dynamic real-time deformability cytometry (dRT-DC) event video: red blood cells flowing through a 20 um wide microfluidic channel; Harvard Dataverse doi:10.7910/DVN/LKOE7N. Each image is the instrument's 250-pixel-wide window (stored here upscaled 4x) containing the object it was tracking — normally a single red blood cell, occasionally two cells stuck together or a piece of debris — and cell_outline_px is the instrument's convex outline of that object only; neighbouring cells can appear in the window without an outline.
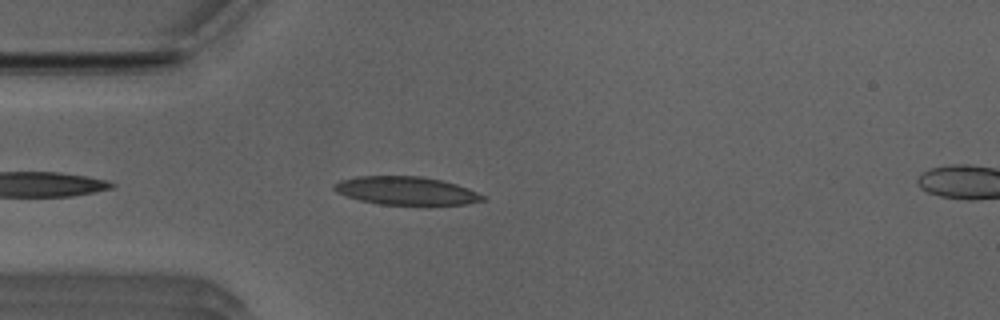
{"species": "Egyptian fruit bat (a non-hibernating species)", "species_latin": "Rousettus aegyptiacus", "temperature_condition": "room temperature", "stored_images_in_passage": 40, "camera_frame_rate_fps": 3000, "um_per_image_px": 0.085, "animal": {"sex": "male"}, "frame": {"image": 1, "passage_image": 3, "time_ms": 0.667, "image_size_px": [1000, 320], "cell_outline_px": [[488, 200], [468, 204], [428, 208], [380, 204], [360, 200], [336, 192], [332, 188], [332, 184], [340, 180], [356, 176], [420, 176], [440, 180], [456, 184], [468, 188], [488, 196]], "centroid_in_image_um": [34.63, 16.27], "position_along_channel_um": 50.4, "area_um2": 25.72}}
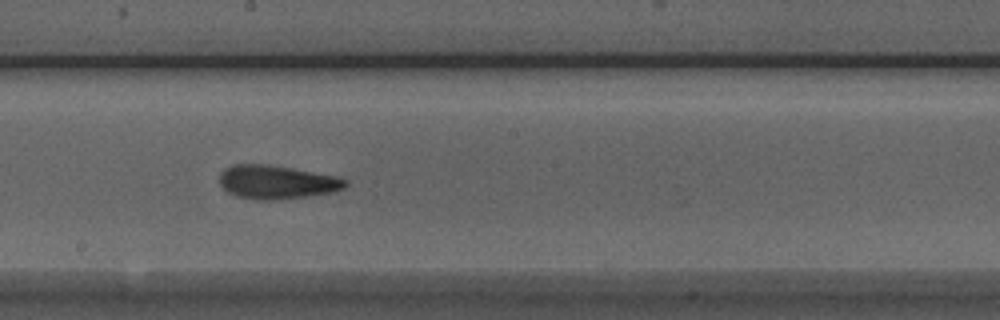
{"frame": {"image": 2, "passage_image": 17, "time_ms": 5.333, "image_size_px": [1000, 320], "cell_outline_px": [[348, 184], [344, 188], [332, 192], [308, 196], [280, 200], [256, 200], [236, 196], [228, 192], [220, 184], [220, 172], [224, 168], [232, 164], [268, 164], [292, 168], [336, 176], [348, 180]], "centroid_in_image_um": [23.51, 15.48], "position_along_channel_um": 224.7, "area_um2": 24.85}}
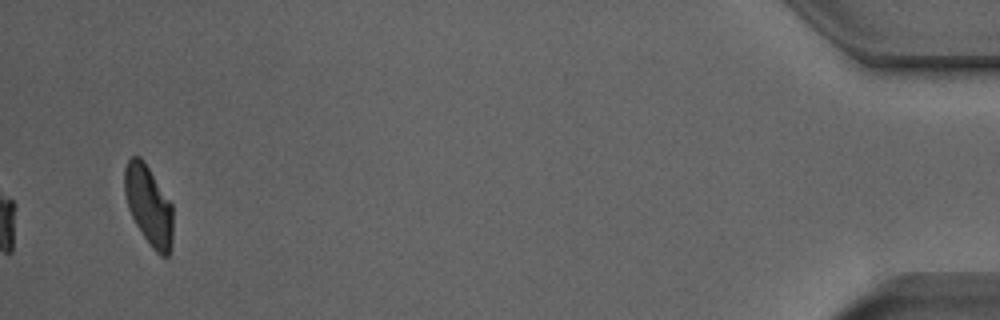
{"frame": {"image": 3, "passage_image": 39, "time_ms": 12.667, "image_size_px": [1000, 320], "cell_outline_px": [[172, 244], [168, 256], [160, 256], [152, 248], [136, 224], [128, 208], [124, 192], [124, 168], [128, 160], [132, 156], [140, 156], [144, 160], [172, 204]], "centroid_in_image_um": [12.63, 17.44], "position_along_channel_um": 422.6, "area_um2": 22.43}}